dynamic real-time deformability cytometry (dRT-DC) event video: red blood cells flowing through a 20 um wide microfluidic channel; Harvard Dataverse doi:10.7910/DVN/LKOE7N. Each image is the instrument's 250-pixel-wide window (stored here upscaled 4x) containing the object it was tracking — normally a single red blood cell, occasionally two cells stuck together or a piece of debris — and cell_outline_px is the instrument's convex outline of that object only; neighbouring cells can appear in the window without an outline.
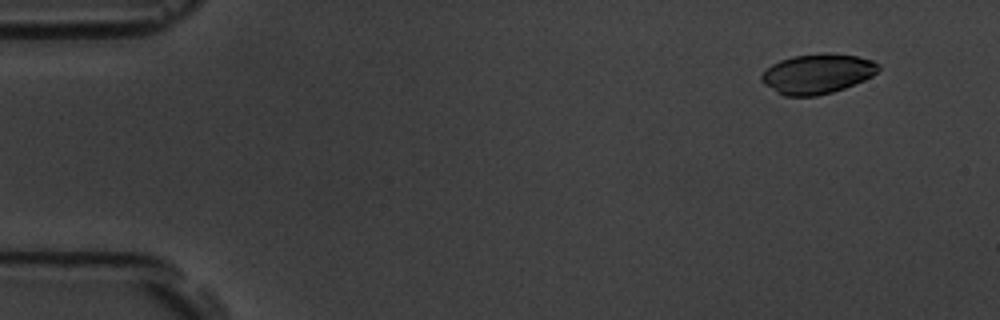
{"species": "common noctule bat (a hibernating species)", "species_latin": "Nyctalus noctula", "temperature_condition": "room temperature", "stored_images_in_passage": 5, "camera_frame_rate_fps": 3000, "um_per_image_px": 0.085, "animal": {"sex": "male", "body_mass_g": 19.5, "forearm_length_mm": 54.6}, "frame": {"image": 1, "passage_image": 1, "time_ms": 0.0, "image_size_px": [1000, 320], "cell_outline_px": [[880, 68], [872, 76], [864, 80], [844, 88], [832, 92], [816, 96], [784, 96], [776, 92], [764, 84], [760, 80], [760, 76], [764, 68], [780, 60], [792, 56], [856, 56], [872, 60], [880, 64]], "centroid_in_image_um": [69.42, 6.32], "position_along_channel_um": 15.6, "area_um2": 26.41}}
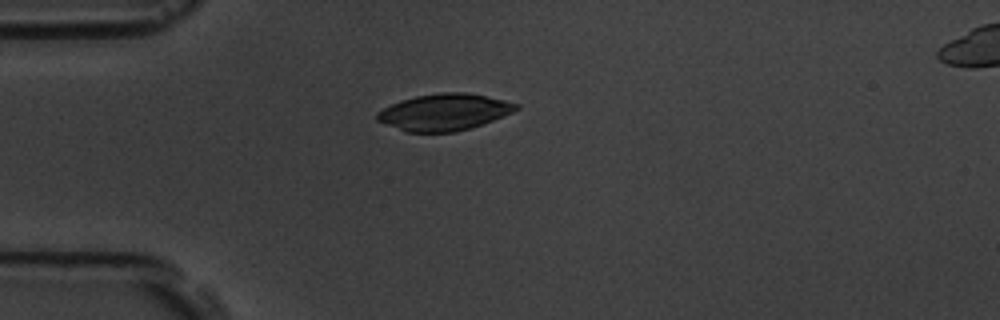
{"frame": {"image": 2, "passage_image": 4, "time_ms": 1.0, "image_size_px": [1000, 320], "cell_outline_px": [[520, 108], [512, 112], [472, 128], [456, 132], [404, 132], [376, 120], [376, 112], [400, 100], [416, 96], [440, 92], [464, 92], [504, 100], [520, 104]], "centroid_in_image_um": [37.74, 9.54], "position_along_channel_um": 47.3, "area_um2": 29.65}}